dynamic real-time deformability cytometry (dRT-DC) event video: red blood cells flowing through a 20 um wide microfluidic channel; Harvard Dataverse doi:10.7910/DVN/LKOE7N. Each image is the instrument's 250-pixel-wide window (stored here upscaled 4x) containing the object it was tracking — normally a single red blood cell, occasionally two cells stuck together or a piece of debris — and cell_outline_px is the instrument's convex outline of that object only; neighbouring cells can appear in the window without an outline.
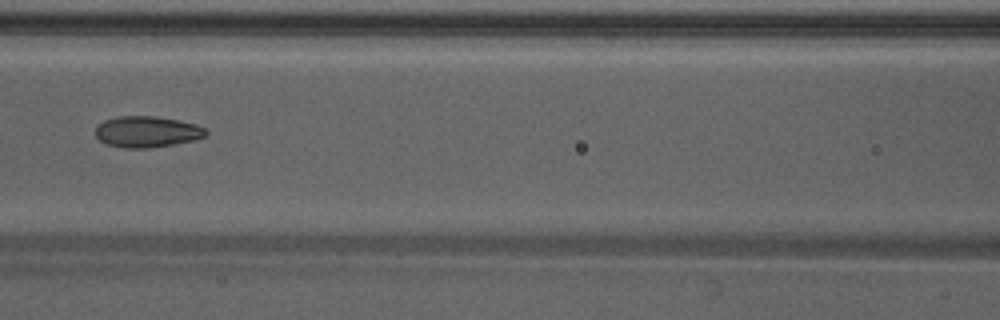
{"species": "Egyptian fruit bat (a non-hibernating species)", "species_latin": "Rousettus aegyptiacus", "temperature_condition": "warm", "stored_images_in_passage": 36, "camera_frame_rate_fps": 3000, "um_per_image_px": 0.085, "animal": {"sex": "male"}, "frame": {"image": 1, "passage_image": 10, "time_ms": 3.0, "image_size_px": [1000, 320], "cell_outline_px": [[208, 132], [204, 136], [196, 140], [148, 148], [124, 148], [108, 144], [100, 140], [96, 136], [96, 128], [104, 120], [120, 116], [156, 116], [180, 120], [196, 124], [204, 128]], "centroid_in_image_um": [12.51, 11.19], "position_along_channel_um": 154.1, "area_um2": 19.94}}
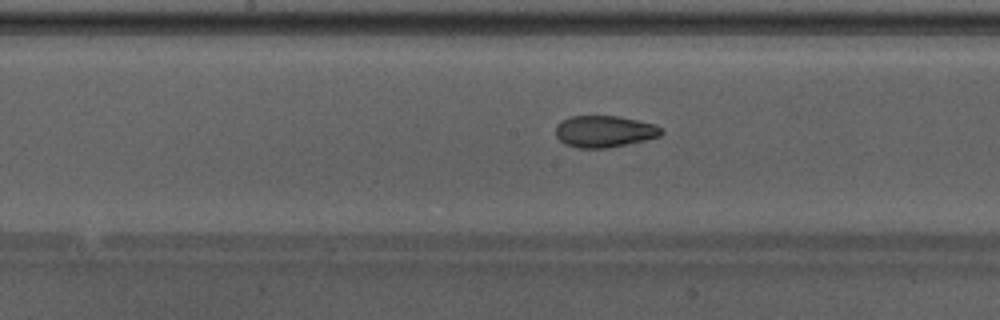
{"frame": {"image": 2, "passage_image": 13, "time_ms": 4.0, "image_size_px": [1000, 320], "cell_outline_px": [[664, 132], [660, 136], [644, 140], [608, 148], [576, 148], [564, 144], [556, 136], [556, 124], [560, 120], [572, 116], [620, 116], [656, 124]], "centroid_in_image_um": [51.35, 11.17], "position_along_channel_um": 196.9, "area_um2": 19.65}}
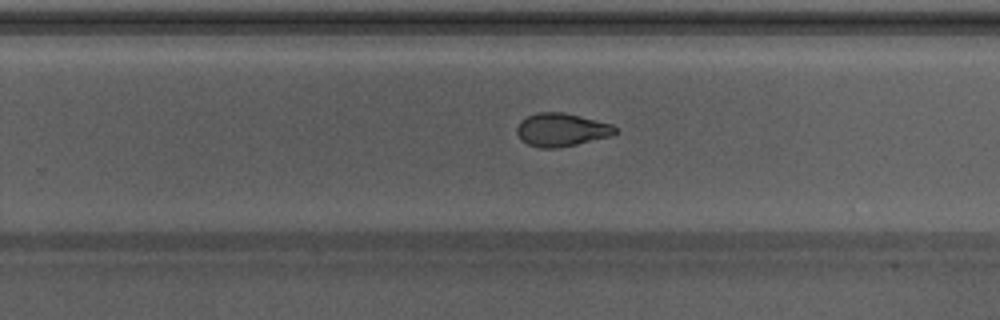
{"frame": {"image": 3, "passage_image": 19, "time_ms": 6.0, "image_size_px": [1000, 320], "cell_outline_px": [[620, 132], [608, 136], [576, 144], [556, 148], [540, 148], [528, 144], [520, 140], [516, 132], [516, 128], [520, 120], [536, 112], [564, 112], [612, 124]], "centroid_in_image_um": [47.69, 11.02], "position_along_channel_um": 282.1, "area_um2": 19.02}, "authors_computed_cell_mechanics": {"area_um2": 19.8254, "velocity_mm_per_s": 4.2847, "shape_relaxation_time_tau1_ms": 4.5204, "shape_relaxation_time_tau2_ms": 1.9195, "deformation_change_tau1": 0.1566, "deformation_change_tau2": 0.0784}}